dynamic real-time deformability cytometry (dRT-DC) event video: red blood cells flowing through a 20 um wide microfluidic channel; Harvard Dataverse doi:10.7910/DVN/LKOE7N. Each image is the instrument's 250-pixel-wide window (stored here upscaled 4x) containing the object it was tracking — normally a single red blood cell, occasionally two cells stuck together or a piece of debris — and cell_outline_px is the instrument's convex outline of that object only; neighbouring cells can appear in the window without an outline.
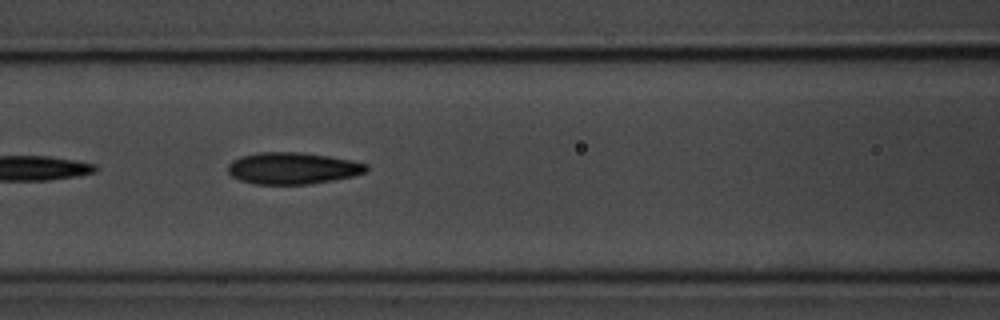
{"species": "common noctule bat (a hibernating species)", "species_latin": "Nyctalus noctula", "temperature_condition": "room temperature", "stored_images_in_passage": 14, "camera_frame_rate_fps": 3000, "um_per_image_px": 0.085, "animal": {"sex": "male", "body_mass_g": 20.1, "forearm_length_mm": 53.5}, "frame": {"image": 1, "passage_image": 5, "time_ms": 4.667, "image_size_px": [1000, 320], "cell_outline_px": [[368, 172], [352, 176], [332, 180], [308, 184], [252, 184], [240, 180], [232, 176], [228, 172], [228, 164], [232, 160], [244, 156], [260, 152], [300, 152], [328, 156], [352, 160], [368, 164]], "centroid_in_image_um": [24.89, 14.3], "position_along_channel_um": 141.7, "area_um2": 25.55}}
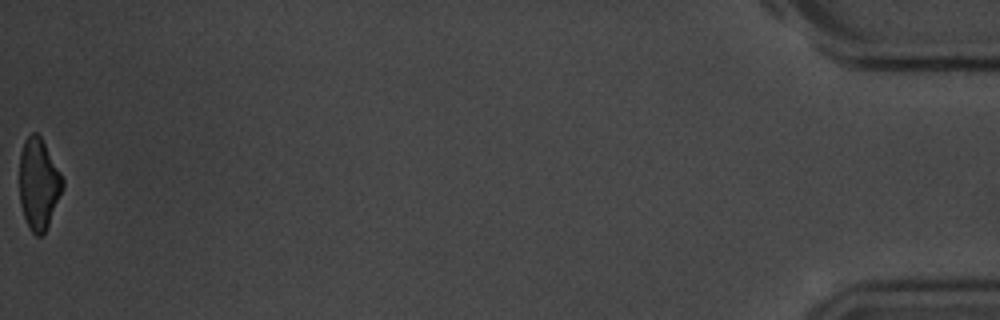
{"frame": {"image": 2, "passage_image": 14, "time_ms": 15.667, "image_size_px": [1000, 320], "cell_outline_px": [[64, 188], [48, 228], [44, 236], [36, 236], [28, 228], [20, 204], [20, 152], [24, 140], [32, 132], [36, 132], [40, 136], [60, 172], [64, 180]], "centroid_in_image_um": [3.29, 15.69], "position_along_channel_um": 431.9, "area_um2": 23.18}}